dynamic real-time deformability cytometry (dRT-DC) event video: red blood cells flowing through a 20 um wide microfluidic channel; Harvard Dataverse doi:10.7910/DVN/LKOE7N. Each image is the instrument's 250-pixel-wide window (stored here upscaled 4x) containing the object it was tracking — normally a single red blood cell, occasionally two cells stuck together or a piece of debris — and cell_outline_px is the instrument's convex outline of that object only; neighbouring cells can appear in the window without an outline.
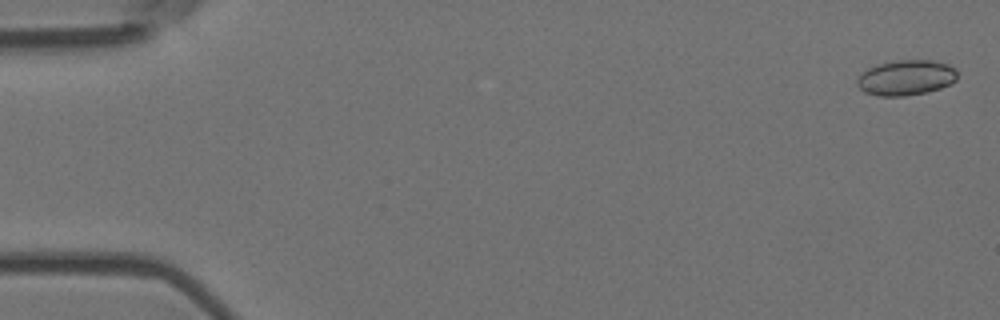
{"species": "Egyptian fruit bat (a non-hibernating species)", "species_latin": "Rousettus aegyptiacus", "temperature_condition": "room temperature", "stored_images_in_passage": 5, "camera_frame_rate_fps": 3000, "um_per_image_px": 0.085, "animal": {"sex": "female"}, "frame": {"image": 1, "passage_image": 1, "time_ms": 0.0, "image_size_px": [1000, 320], "cell_outline_px": [[956, 80], [940, 88], [928, 92], [904, 96], [876, 96], [864, 92], [856, 84], [856, 80], [868, 68], [880, 64], [900, 60], [932, 60], [948, 64], [956, 68]], "centroid_in_image_um": [77.02, 6.61], "position_along_channel_um": 8.0, "area_um2": 20.52}}
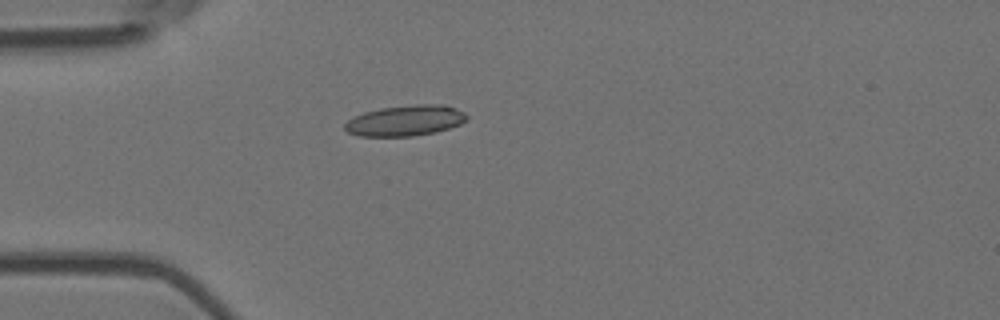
{"frame": {"image": 2, "passage_image": 5, "time_ms": 1.333, "image_size_px": [1000, 320], "cell_outline_px": [[468, 120], [460, 124], [436, 132], [412, 136], [360, 136], [348, 132], [344, 128], [344, 124], [348, 120], [364, 112], [380, 108], [416, 104], [444, 104], [456, 108], [464, 112], [468, 116]], "centroid_in_image_um": [34.48, 10.24], "position_along_channel_um": 50.5, "area_um2": 21.85}}